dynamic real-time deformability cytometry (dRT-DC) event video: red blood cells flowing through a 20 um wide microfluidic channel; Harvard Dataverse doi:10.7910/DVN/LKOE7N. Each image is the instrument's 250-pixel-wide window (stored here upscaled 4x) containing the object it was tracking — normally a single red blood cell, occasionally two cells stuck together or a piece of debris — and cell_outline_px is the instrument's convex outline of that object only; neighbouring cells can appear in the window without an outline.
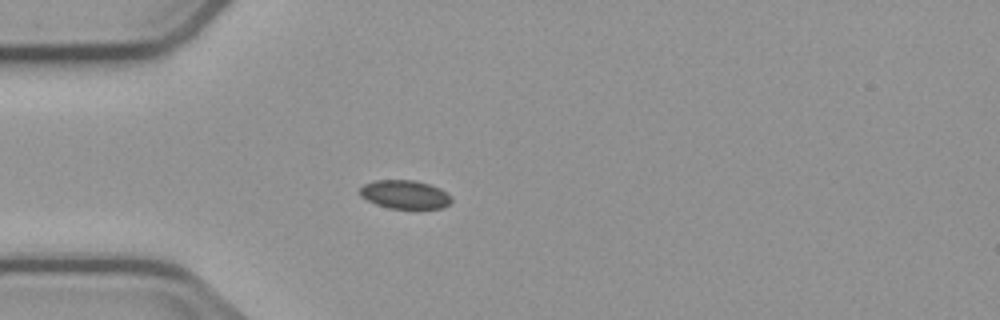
{"species": "common noctule bat (a hibernating species)", "species_latin": "Nyctalus noctula", "temperature_condition": "cold", "stored_images_in_passage": 5, "camera_frame_rate_fps": 3000, "um_per_image_px": 0.085, "animal": {"sex": "male", "body_mass_g": 23.1, "forearm_length_mm": 52.7}, "frame": {"image": 1, "passage_image": 3, "time_ms": 3.333, "image_size_px": [1000, 320], "cell_outline_px": [[452, 200], [448, 204], [440, 208], [388, 208], [376, 204], [360, 196], [360, 188], [364, 184], [376, 180], [412, 180], [428, 184], [440, 188], [452, 196]], "centroid_in_image_um": [34.41, 16.53], "position_along_channel_um": 50.6, "area_um2": 15.09}}
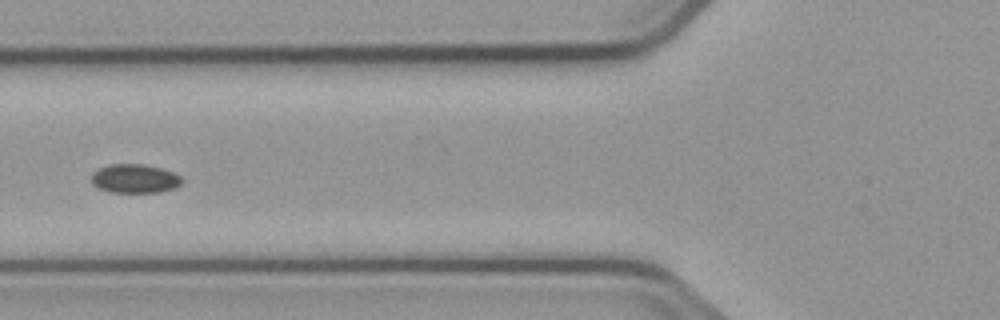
{"frame": {"image": 2, "passage_image": 5, "time_ms": 5.333, "image_size_px": [1000, 320], "cell_outline_px": [[180, 184], [176, 188], [160, 192], [108, 192], [92, 184], [92, 172], [108, 164], [144, 164], [160, 168], [172, 172], [180, 176]], "centroid_in_image_um": [11.43, 15.18], "position_along_channel_um": 114.4, "area_um2": 15.14}}